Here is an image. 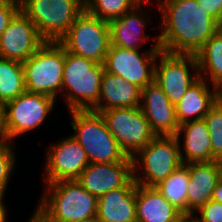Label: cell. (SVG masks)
Returning <instances> with one entry per match:
<instances>
[{
    "mask_svg": "<svg viewBox=\"0 0 222 222\" xmlns=\"http://www.w3.org/2000/svg\"><path fill=\"white\" fill-rule=\"evenodd\" d=\"M3 132V114H2V106L0 105V140L4 139Z\"/></svg>",
    "mask_w": 222,
    "mask_h": 222,
    "instance_id": "d590c367",
    "label": "cell"
},
{
    "mask_svg": "<svg viewBox=\"0 0 222 222\" xmlns=\"http://www.w3.org/2000/svg\"><path fill=\"white\" fill-rule=\"evenodd\" d=\"M162 10L159 48L173 54L196 55L222 26L196 0H158Z\"/></svg>",
    "mask_w": 222,
    "mask_h": 222,
    "instance_id": "6da1fadb",
    "label": "cell"
},
{
    "mask_svg": "<svg viewBox=\"0 0 222 222\" xmlns=\"http://www.w3.org/2000/svg\"><path fill=\"white\" fill-rule=\"evenodd\" d=\"M199 76L209 75L212 85L222 82V28L219 29L196 54Z\"/></svg>",
    "mask_w": 222,
    "mask_h": 222,
    "instance_id": "cb8c5ba5",
    "label": "cell"
},
{
    "mask_svg": "<svg viewBox=\"0 0 222 222\" xmlns=\"http://www.w3.org/2000/svg\"><path fill=\"white\" fill-rule=\"evenodd\" d=\"M103 100L106 101L105 104ZM140 103L141 89L138 86L104 71L101 79L100 99L92 110L100 113L112 108H136L140 106Z\"/></svg>",
    "mask_w": 222,
    "mask_h": 222,
    "instance_id": "d6986e66",
    "label": "cell"
},
{
    "mask_svg": "<svg viewBox=\"0 0 222 222\" xmlns=\"http://www.w3.org/2000/svg\"><path fill=\"white\" fill-rule=\"evenodd\" d=\"M79 222H101L97 216Z\"/></svg>",
    "mask_w": 222,
    "mask_h": 222,
    "instance_id": "74e56055",
    "label": "cell"
},
{
    "mask_svg": "<svg viewBox=\"0 0 222 222\" xmlns=\"http://www.w3.org/2000/svg\"><path fill=\"white\" fill-rule=\"evenodd\" d=\"M154 46L140 53L135 49H123L110 45L104 61L105 71L131 82L140 89L154 82L156 59L161 51L158 36Z\"/></svg>",
    "mask_w": 222,
    "mask_h": 222,
    "instance_id": "8fae6325",
    "label": "cell"
},
{
    "mask_svg": "<svg viewBox=\"0 0 222 222\" xmlns=\"http://www.w3.org/2000/svg\"><path fill=\"white\" fill-rule=\"evenodd\" d=\"M209 130L213 155L222 161V103L217 101L204 117Z\"/></svg>",
    "mask_w": 222,
    "mask_h": 222,
    "instance_id": "83f0119b",
    "label": "cell"
},
{
    "mask_svg": "<svg viewBox=\"0 0 222 222\" xmlns=\"http://www.w3.org/2000/svg\"><path fill=\"white\" fill-rule=\"evenodd\" d=\"M218 101L222 103V82L217 86Z\"/></svg>",
    "mask_w": 222,
    "mask_h": 222,
    "instance_id": "8d00e7d4",
    "label": "cell"
},
{
    "mask_svg": "<svg viewBox=\"0 0 222 222\" xmlns=\"http://www.w3.org/2000/svg\"><path fill=\"white\" fill-rule=\"evenodd\" d=\"M140 108L156 136L177 134L175 105L155 81L141 89Z\"/></svg>",
    "mask_w": 222,
    "mask_h": 222,
    "instance_id": "2e32d148",
    "label": "cell"
},
{
    "mask_svg": "<svg viewBox=\"0 0 222 222\" xmlns=\"http://www.w3.org/2000/svg\"><path fill=\"white\" fill-rule=\"evenodd\" d=\"M56 100L43 94H20L2 107L4 137L12 142L30 130L38 128L53 110Z\"/></svg>",
    "mask_w": 222,
    "mask_h": 222,
    "instance_id": "9c48e42d",
    "label": "cell"
},
{
    "mask_svg": "<svg viewBox=\"0 0 222 222\" xmlns=\"http://www.w3.org/2000/svg\"><path fill=\"white\" fill-rule=\"evenodd\" d=\"M64 62L65 48L59 42L46 41L22 63L26 90L56 100L62 88Z\"/></svg>",
    "mask_w": 222,
    "mask_h": 222,
    "instance_id": "52a82bcc",
    "label": "cell"
},
{
    "mask_svg": "<svg viewBox=\"0 0 222 222\" xmlns=\"http://www.w3.org/2000/svg\"><path fill=\"white\" fill-rule=\"evenodd\" d=\"M100 114L127 156L133 157L156 137L140 106L112 108L101 111Z\"/></svg>",
    "mask_w": 222,
    "mask_h": 222,
    "instance_id": "30bf717a",
    "label": "cell"
},
{
    "mask_svg": "<svg viewBox=\"0 0 222 222\" xmlns=\"http://www.w3.org/2000/svg\"><path fill=\"white\" fill-rule=\"evenodd\" d=\"M21 11L45 40L59 42L84 11L83 0H20Z\"/></svg>",
    "mask_w": 222,
    "mask_h": 222,
    "instance_id": "8992f818",
    "label": "cell"
},
{
    "mask_svg": "<svg viewBox=\"0 0 222 222\" xmlns=\"http://www.w3.org/2000/svg\"><path fill=\"white\" fill-rule=\"evenodd\" d=\"M212 200L222 203V176L219 178L213 191Z\"/></svg>",
    "mask_w": 222,
    "mask_h": 222,
    "instance_id": "d6a6232c",
    "label": "cell"
},
{
    "mask_svg": "<svg viewBox=\"0 0 222 222\" xmlns=\"http://www.w3.org/2000/svg\"><path fill=\"white\" fill-rule=\"evenodd\" d=\"M197 212L200 213V216L196 217L201 222H222V203L210 200L200 207Z\"/></svg>",
    "mask_w": 222,
    "mask_h": 222,
    "instance_id": "4dcf8cb0",
    "label": "cell"
},
{
    "mask_svg": "<svg viewBox=\"0 0 222 222\" xmlns=\"http://www.w3.org/2000/svg\"><path fill=\"white\" fill-rule=\"evenodd\" d=\"M3 195H0V222H6V208L3 203Z\"/></svg>",
    "mask_w": 222,
    "mask_h": 222,
    "instance_id": "e575fe53",
    "label": "cell"
},
{
    "mask_svg": "<svg viewBox=\"0 0 222 222\" xmlns=\"http://www.w3.org/2000/svg\"><path fill=\"white\" fill-rule=\"evenodd\" d=\"M140 2L131 11L109 22L111 45L123 49L139 50L140 44L147 40L144 35L147 23ZM142 33V34H141ZM144 35V36H143ZM139 43V44H138Z\"/></svg>",
    "mask_w": 222,
    "mask_h": 222,
    "instance_id": "603a6c76",
    "label": "cell"
},
{
    "mask_svg": "<svg viewBox=\"0 0 222 222\" xmlns=\"http://www.w3.org/2000/svg\"><path fill=\"white\" fill-rule=\"evenodd\" d=\"M136 187L132 178L124 187L98 198L97 217L101 222H137Z\"/></svg>",
    "mask_w": 222,
    "mask_h": 222,
    "instance_id": "ac0fdd59",
    "label": "cell"
},
{
    "mask_svg": "<svg viewBox=\"0 0 222 222\" xmlns=\"http://www.w3.org/2000/svg\"><path fill=\"white\" fill-rule=\"evenodd\" d=\"M205 78L207 76L199 78L193 83L175 105V114L179 125L188 122L189 119L192 121L204 118L218 101L217 86L213 85L214 90H210Z\"/></svg>",
    "mask_w": 222,
    "mask_h": 222,
    "instance_id": "7402d4cb",
    "label": "cell"
},
{
    "mask_svg": "<svg viewBox=\"0 0 222 222\" xmlns=\"http://www.w3.org/2000/svg\"><path fill=\"white\" fill-rule=\"evenodd\" d=\"M155 64L154 81L162 88L173 105H176L185 92L199 78L198 61L196 55L173 54L160 51ZM159 65V66H158ZM191 71H196L190 75Z\"/></svg>",
    "mask_w": 222,
    "mask_h": 222,
    "instance_id": "7c38bea8",
    "label": "cell"
},
{
    "mask_svg": "<svg viewBox=\"0 0 222 222\" xmlns=\"http://www.w3.org/2000/svg\"><path fill=\"white\" fill-rule=\"evenodd\" d=\"M180 139L176 135L156 136L132 157L133 179L136 184L155 187L183 165L180 156ZM140 164L141 169L144 170L141 177L138 173Z\"/></svg>",
    "mask_w": 222,
    "mask_h": 222,
    "instance_id": "5b68a950",
    "label": "cell"
},
{
    "mask_svg": "<svg viewBox=\"0 0 222 222\" xmlns=\"http://www.w3.org/2000/svg\"><path fill=\"white\" fill-rule=\"evenodd\" d=\"M70 113L75 131L72 136L83 147L90 163H117L128 157L109 132L100 113L93 110H73Z\"/></svg>",
    "mask_w": 222,
    "mask_h": 222,
    "instance_id": "277c9868",
    "label": "cell"
},
{
    "mask_svg": "<svg viewBox=\"0 0 222 222\" xmlns=\"http://www.w3.org/2000/svg\"><path fill=\"white\" fill-rule=\"evenodd\" d=\"M46 157V184L76 180L90 163L85 150L72 135L52 145Z\"/></svg>",
    "mask_w": 222,
    "mask_h": 222,
    "instance_id": "5bb4252c",
    "label": "cell"
},
{
    "mask_svg": "<svg viewBox=\"0 0 222 222\" xmlns=\"http://www.w3.org/2000/svg\"><path fill=\"white\" fill-rule=\"evenodd\" d=\"M59 43L71 54L104 64L111 45L109 22L84 9Z\"/></svg>",
    "mask_w": 222,
    "mask_h": 222,
    "instance_id": "ba28073f",
    "label": "cell"
},
{
    "mask_svg": "<svg viewBox=\"0 0 222 222\" xmlns=\"http://www.w3.org/2000/svg\"><path fill=\"white\" fill-rule=\"evenodd\" d=\"M189 171L183 164L155 188L183 215L187 214Z\"/></svg>",
    "mask_w": 222,
    "mask_h": 222,
    "instance_id": "484cf974",
    "label": "cell"
},
{
    "mask_svg": "<svg viewBox=\"0 0 222 222\" xmlns=\"http://www.w3.org/2000/svg\"><path fill=\"white\" fill-rule=\"evenodd\" d=\"M133 178V161L128 156L123 162L89 163L76 179L85 190L97 198L124 187Z\"/></svg>",
    "mask_w": 222,
    "mask_h": 222,
    "instance_id": "9a60e30c",
    "label": "cell"
},
{
    "mask_svg": "<svg viewBox=\"0 0 222 222\" xmlns=\"http://www.w3.org/2000/svg\"><path fill=\"white\" fill-rule=\"evenodd\" d=\"M208 15L222 26V0H196Z\"/></svg>",
    "mask_w": 222,
    "mask_h": 222,
    "instance_id": "1f68e13d",
    "label": "cell"
},
{
    "mask_svg": "<svg viewBox=\"0 0 222 222\" xmlns=\"http://www.w3.org/2000/svg\"><path fill=\"white\" fill-rule=\"evenodd\" d=\"M20 10V0H0V36Z\"/></svg>",
    "mask_w": 222,
    "mask_h": 222,
    "instance_id": "f546056e",
    "label": "cell"
},
{
    "mask_svg": "<svg viewBox=\"0 0 222 222\" xmlns=\"http://www.w3.org/2000/svg\"><path fill=\"white\" fill-rule=\"evenodd\" d=\"M140 2H144L145 4H147V1L150 2V0H139Z\"/></svg>",
    "mask_w": 222,
    "mask_h": 222,
    "instance_id": "ab89813d",
    "label": "cell"
},
{
    "mask_svg": "<svg viewBox=\"0 0 222 222\" xmlns=\"http://www.w3.org/2000/svg\"><path fill=\"white\" fill-rule=\"evenodd\" d=\"M182 132L185 136V147L183 146V150L180 147L183 164L219 161L212 153L210 134L204 118L181 124L176 134L177 138L181 137Z\"/></svg>",
    "mask_w": 222,
    "mask_h": 222,
    "instance_id": "ffe728a7",
    "label": "cell"
},
{
    "mask_svg": "<svg viewBox=\"0 0 222 222\" xmlns=\"http://www.w3.org/2000/svg\"><path fill=\"white\" fill-rule=\"evenodd\" d=\"M45 42L34 23L20 10L0 36V57L23 63Z\"/></svg>",
    "mask_w": 222,
    "mask_h": 222,
    "instance_id": "4fadbf2b",
    "label": "cell"
},
{
    "mask_svg": "<svg viewBox=\"0 0 222 222\" xmlns=\"http://www.w3.org/2000/svg\"><path fill=\"white\" fill-rule=\"evenodd\" d=\"M137 222H178L183 215L155 187L137 184Z\"/></svg>",
    "mask_w": 222,
    "mask_h": 222,
    "instance_id": "44dd1931",
    "label": "cell"
},
{
    "mask_svg": "<svg viewBox=\"0 0 222 222\" xmlns=\"http://www.w3.org/2000/svg\"><path fill=\"white\" fill-rule=\"evenodd\" d=\"M10 144V141L5 138L0 140V195L3 196L16 159Z\"/></svg>",
    "mask_w": 222,
    "mask_h": 222,
    "instance_id": "f1b7e54d",
    "label": "cell"
},
{
    "mask_svg": "<svg viewBox=\"0 0 222 222\" xmlns=\"http://www.w3.org/2000/svg\"><path fill=\"white\" fill-rule=\"evenodd\" d=\"M26 91L22 62L0 57V105Z\"/></svg>",
    "mask_w": 222,
    "mask_h": 222,
    "instance_id": "d4e9b609",
    "label": "cell"
},
{
    "mask_svg": "<svg viewBox=\"0 0 222 222\" xmlns=\"http://www.w3.org/2000/svg\"><path fill=\"white\" fill-rule=\"evenodd\" d=\"M29 222H42L36 215L31 216Z\"/></svg>",
    "mask_w": 222,
    "mask_h": 222,
    "instance_id": "f35d334b",
    "label": "cell"
},
{
    "mask_svg": "<svg viewBox=\"0 0 222 222\" xmlns=\"http://www.w3.org/2000/svg\"><path fill=\"white\" fill-rule=\"evenodd\" d=\"M178 222H201V221L193 214H184L180 217Z\"/></svg>",
    "mask_w": 222,
    "mask_h": 222,
    "instance_id": "836d02e7",
    "label": "cell"
},
{
    "mask_svg": "<svg viewBox=\"0 0 222 222\" xmlns=\"http://www.w3.org/2000/svg\"><path fill=\"white\" fill-rule=\"evenodd\" d=\"M139 0H86L85 10L104 21L110 22L131 11Z\"/></svg>",
    "mask_w": 222,
    "mask_h": 222,
    "instance_id": "4316f807",
    "label": "cell"
},
{
    "mask_svg": "<svg viewBox=\"0 0 222 222\" xmlns=\"http://www.w3.org/2000/svg\"><path fill=\"white\" fill-rule=\"evenodd\" d=\"M104 71V64L65 50L61 92H67L64 96L70 111L92 110L98 104Z\"/></svg>",
    "mask_w": 222,
    "mask_h": 222,
    "instance_id": "3957f363",
    "label": "cell"
},
{
    "mask_svg": "<svg viewBox=\"0 0 222 222\" xmlns=\"http://www.w3.org/2000/svg\"><path fill=\"white\" fill-rule=\"evenodd\" d=\"M189 171L187 214H194L212 200L213 191L222 176V161L184 164Z\"/></svg>",
    "mask_w": 222,
    "mask_h": 222,
    "instance_id": "e0dca14e",
    "label": "cell"
},
{
    "mask_svg": "<svg viewBox=\"0 0 222 222\" xmlns=\"http://www.w3.org/2000/svg\"><path fill=\"white\" fill-rule=\"evenodd\" d=\"M46 186L47 192L34 212L42 222H79L97 216L98 198L77 180H60Z\"/></svg>",
    "mask_w": 222,
    "mask_h": 222,
    "instance_id": "7a4b0ae2",
    "label": "cell"
}]
</instances>
